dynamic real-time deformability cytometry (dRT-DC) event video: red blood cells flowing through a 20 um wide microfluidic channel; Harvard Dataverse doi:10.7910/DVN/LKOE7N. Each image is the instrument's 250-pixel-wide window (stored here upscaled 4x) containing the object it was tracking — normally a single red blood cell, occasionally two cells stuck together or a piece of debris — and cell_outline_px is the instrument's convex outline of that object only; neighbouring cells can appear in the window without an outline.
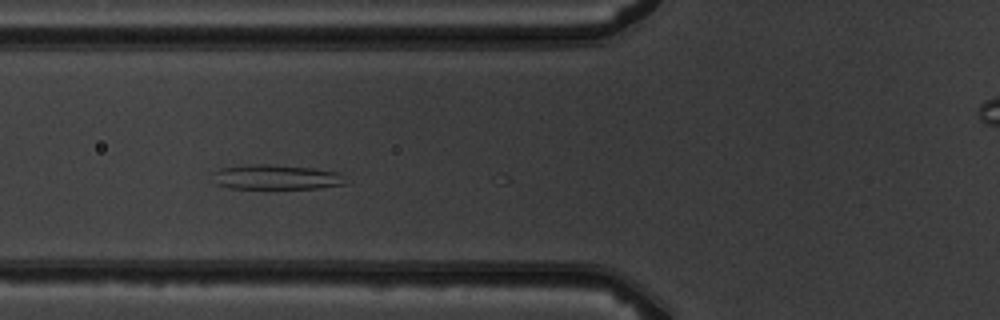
{"species": "common noctule bat (a hibernating species)", "species_latin": "Nyctalus noctula", "temperature_condition": "warm", "stored_images_in_passage": 6, "camera_frame_rate_fps": 3000, "um_per_image_px": 0.085, "animal": {"sex": "male", "body_mass_g": 19.5, "forearm_length_mm": 54.6}, "frame": {"image": 1, "passage_image": 4, "time_ms": 3.333, "image_size_px": [1000, 320], "cell_outline_px": [[344, 184], [316, 188], [228, 188], [216, 184], [208, 172], [220, 168], [244, 164], [272, 164], [316, 168], [340, 172]], "centroid_in_image_um": [23.35, 15.03], "position_along_channel_um": 102.5, "area_um2": 19.48}}